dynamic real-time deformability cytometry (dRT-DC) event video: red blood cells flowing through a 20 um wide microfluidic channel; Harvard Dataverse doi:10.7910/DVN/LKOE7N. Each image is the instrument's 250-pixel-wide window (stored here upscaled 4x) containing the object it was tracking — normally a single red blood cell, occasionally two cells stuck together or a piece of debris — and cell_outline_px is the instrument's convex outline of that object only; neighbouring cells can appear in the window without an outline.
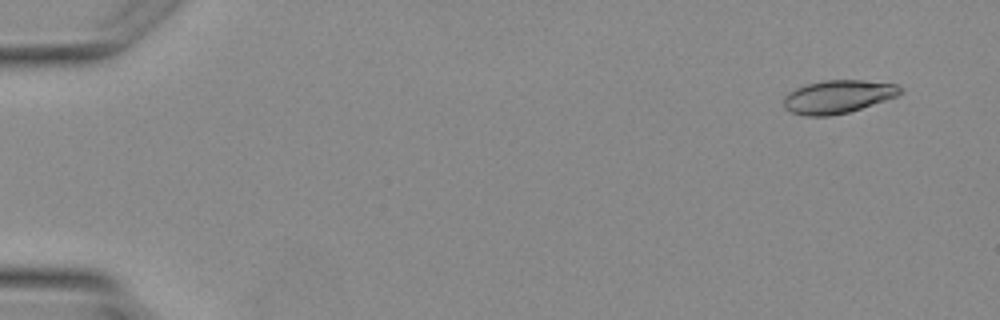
{"species": "Egyptian fruit bat (a non-hibernating species)", "species_latin": "Rousettus aegyptiacus", "temperature_condition": "warm", "stored_images_in_passage": 4, "camera_frame_rate_fps": 3000, "um_per_image_px": 0.085, "animal": {"sex": "female"}, "frame": {"image": 1, "passage_image": 1, "time_ms": 0.0, "image_size_px": [1000, 320], "cell_outline_px": [[904, 92], [896, 96], [848, 112], [828, 116], [804, 116], [792, 112], [784, 108], [784, 96], [788, 92], [796, 88], [808, 84], [824, 80], [864, 80], [896, 84]], "centroid_in_image_um": [71.19, 8.21], "position_along_channel_um": 13.8, "area_um2": 22.31}}